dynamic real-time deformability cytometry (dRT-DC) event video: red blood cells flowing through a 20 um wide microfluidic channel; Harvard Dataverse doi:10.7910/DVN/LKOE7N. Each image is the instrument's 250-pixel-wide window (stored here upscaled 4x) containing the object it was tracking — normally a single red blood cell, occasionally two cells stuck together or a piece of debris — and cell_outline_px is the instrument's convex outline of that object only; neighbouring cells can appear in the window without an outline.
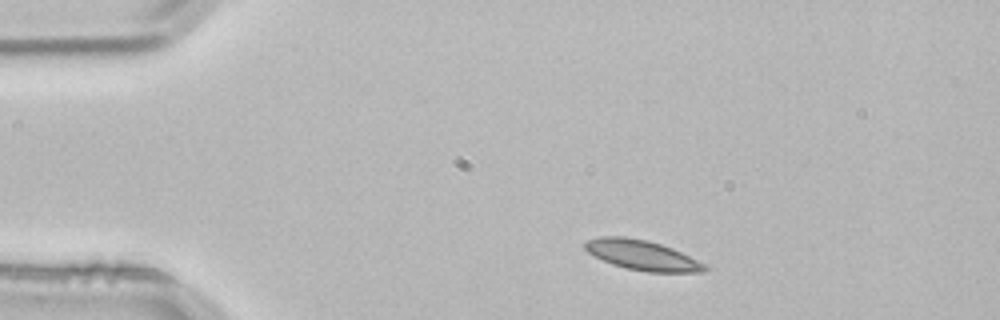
{"species": "common noctule bat (a hibernating species)", "species_latin": "Nyctalus noctula", "temperature_condition": "room temperature", "stored_images_in_passage": 3, "segment_of_instrument_passage": [1, 2], "camera_frame_rate_fps": 3000, "um_per_image_px": 0.085, "animal": {"sex": "male", "body_mass_g": 21.5, "forearm_length_mm": 52.0}, "frame": {"image": 1, "passage_image": 1, "time_ms": 0.0, "image_size_px": [1000, 320], "cell_outline_px": [[708, 268], [704, 272], [648, 272], [624, 268], [612, 264], [588, 252], [584, 248], [584, 244], [588, 240], [600, 236], [624, 236], [648, 240], [672, 248], [704, 264]], "centroid_in_image_um": [54.56, 21.68], "position_along_channel_um": 30.4, "area_um2": 20.69}}